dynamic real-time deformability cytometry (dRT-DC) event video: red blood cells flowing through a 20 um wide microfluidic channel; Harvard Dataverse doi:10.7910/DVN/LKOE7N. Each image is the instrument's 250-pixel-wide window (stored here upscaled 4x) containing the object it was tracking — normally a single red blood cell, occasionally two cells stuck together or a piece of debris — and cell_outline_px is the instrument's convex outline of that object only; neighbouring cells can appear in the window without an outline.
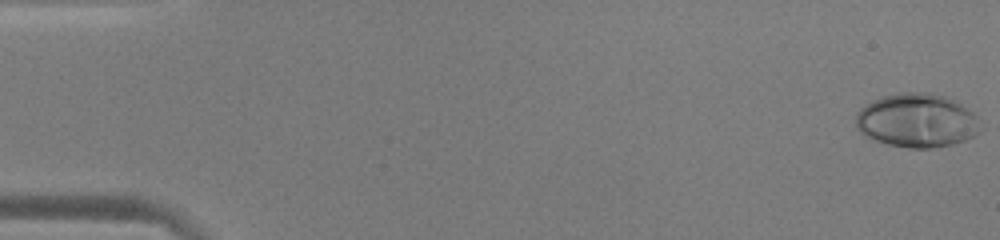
{"species": "human", "species_latin": "Homo sapiens", "temperature_condition": "warm", "stored_images_in_passage": 53, "camera_frame_rate_fps": 3000, "um_per_image_px": 0.085, "donor": {"sex": "male"}, "frame": {"image": 1, "passage_image": 1, "time_ms": 0.0, "image_size_px": [1000, 240], "cell_outline_px": [[984, 128], [972, 136], [964, 140], [952, 144], [928, 148], [908, 148], [888, 144], [864, 136], [856, 128], [856, 116], [860, 108], [872, 100], [884, 96], [900, 92], [928, 92], [944, 96], [956, 100], [972, 112], [976, 116]], "centroid_in_image_um": [77.94, 10.23], "position_along_channel_um": 7.1, "area_um2": 39.25}}
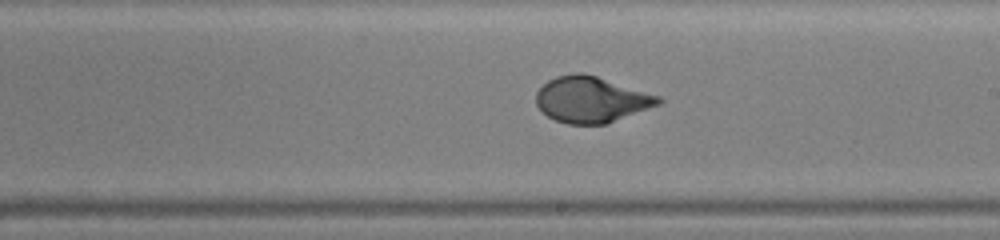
{"frame": {"image": 2, "passage_image": 31, "time_ms": 10.0, "image_size_px": [1000, 240], "cell_outline_px": [[664, 100], [660, 104], [608, 124], [568, 124], [556, 120], [548, 116], [536, 104], [536, 92], [548, 80], [556, 76], [576, 72], [584, 72], [660, 96]], "centroid_in_image_um": [50.27, 8.46], "position_along_channel_um": 238.7, "area_um2": 32.77}}
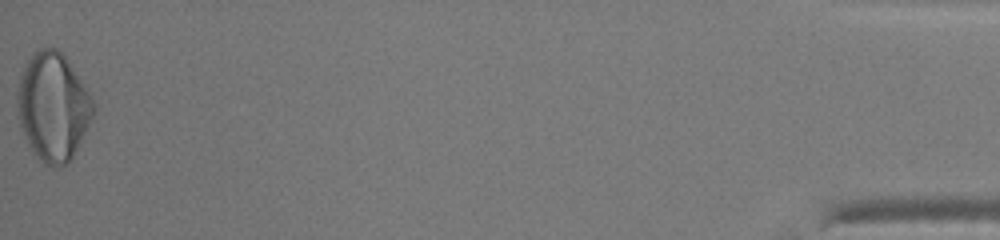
{"frame": {"image": 3, "passage_image": 53, "time_ms": 17.333, "image_size_px": [1000, 240], "cell_outline_px": [[96, 108], [72, 156], [64, 164], [44, 164], [28, 144], [20, 128], [16, 116], [16, 92], [20, 72], [24, 64], [32, 52], [40, 48], [56, 48], [68, 60], [92, 92], [96, 104]], "centroid_in_image_um": [4.48, 8.98], "position_along_channel_um": 430.7, "area_um2": 48.21}, "authors_computed_cell_mechanics": {"area_um2": 33.5818, "velocity_mm_per_s": 3.9559, "shape_relaxation_time_tau1_ms": 5.1057, "shape_relaxation_time_tau2_ms": null, "deformation_change_tau1": 0.2509, "deformation_change_tau2": null}}